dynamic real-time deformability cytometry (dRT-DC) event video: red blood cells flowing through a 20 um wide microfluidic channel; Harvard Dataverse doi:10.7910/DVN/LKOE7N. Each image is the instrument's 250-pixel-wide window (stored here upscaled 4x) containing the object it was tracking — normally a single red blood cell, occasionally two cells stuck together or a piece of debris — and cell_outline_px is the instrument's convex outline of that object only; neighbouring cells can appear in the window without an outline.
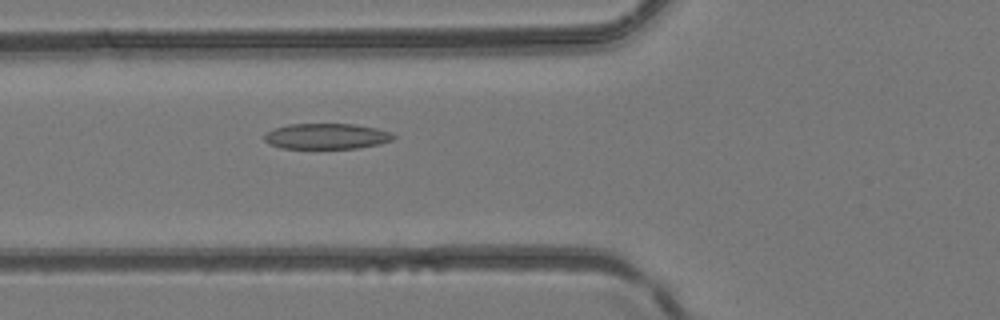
{"species": "common noctule bat (a hibernating species)", "species_latin": "Nyctalus noctula", "temperature_condition": "room temperature", "stored_images_in_passage": 32, "camera_frame_rate_fps": 3000, "um_per_image_px": 0.085, "animal": {"sex": "female", "body_mass_g": 24.6, "forearm_length_mm": 56.2}, "frame": {"image": 1, "passage_image": 3, "time_ms": 0.667, "image_size_px": [1000, 320], "cell_outline_px": [[396, 136], [392, 140], [380, 144], [356, 148], [280, 148], [268, 144], [264, 140], [264, 136], [268, 132], [276, 128], [288, 124], [352, 124], [376, 128], [392, 132]], "centroid_in_image_um": [27.77, 11.58], "position_along_channel_um": 98.0, "area_um2": 19.25}}
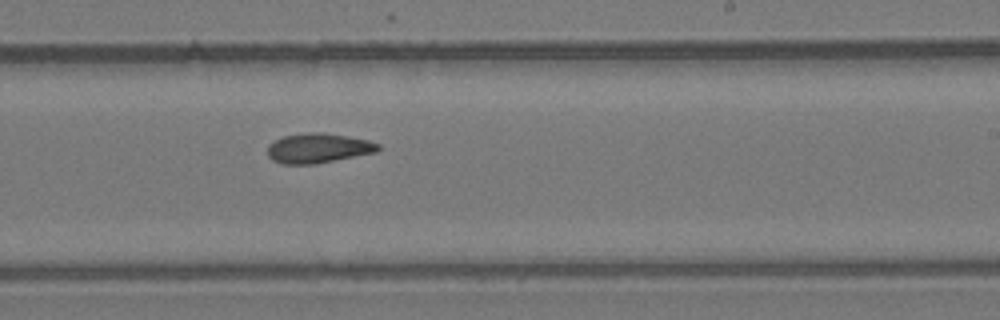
{"frame": {"image": 2, "passage_image": 14, "time_ms": 4.333, "image_size_px": [1000, 320], "cell_outline_px": [[380, 148], [376, 152], [316, 164], [280, 164], [272, 160], [268, 156], [268, 144], [284, 136], [312, 132], [320, 132], [348, 136], [368, 140], [380, 144]], "centroid_in_image_um": [27.04, 12.6], "position_along_channel_um": 262.0, "area_um2": 19.13}}
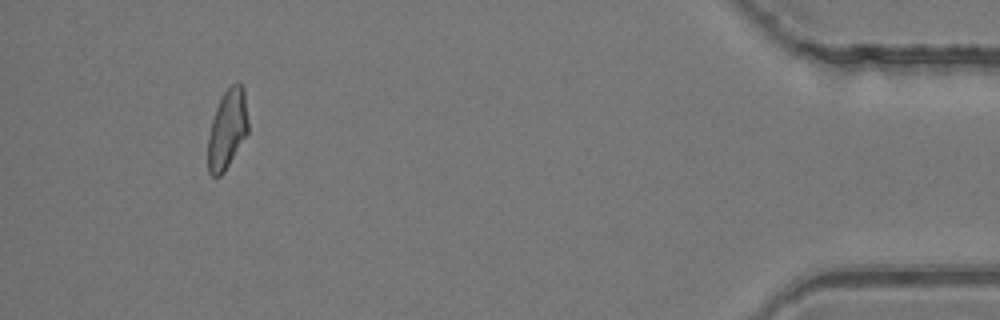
{"frame": {"image": 3, "passage_image": 29, "time_ms": 9.333, "image_size_px": [1000, 320], "cell_outline_px": [[248, 132], [224, 172], [220, 176], [212, 176], [208, 172], [208, 136], [212, 120], [216, 108], [224, 92], [236, 80], [240, 80], [244, 88], [248, 120]], "centroid_in_image_um": [19.33, 10.95], "position_along_channel_um": 415.9, "area_um2": 18.61}}